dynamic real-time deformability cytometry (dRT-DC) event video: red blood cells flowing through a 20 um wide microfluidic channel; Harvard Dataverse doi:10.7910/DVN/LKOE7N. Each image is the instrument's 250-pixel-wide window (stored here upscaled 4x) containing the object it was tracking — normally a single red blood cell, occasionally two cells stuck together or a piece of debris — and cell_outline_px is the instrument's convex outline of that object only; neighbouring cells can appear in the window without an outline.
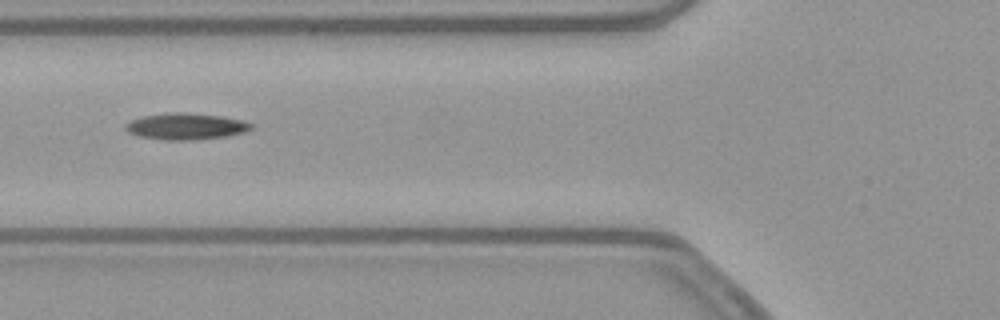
{"species": "common noctule bat (a hibernating species)", "species_latin": "Nyctalus noctula", "temperature_condition": "warm", "stored_images_in_passage": 36, "camera_frame_rate_fps": 3000, "um_per_image_px": 0.085, "animal": {"sex": "female", "body_mass_g": 21.9}, "frame": {"image": 1, "passage_image": 6, "time_ms": 1.667, "image_size_px": [1000, 320], "cell_outline_px": [[252, 128], [244, 132], [224, 136], [192, 140], [164, 140], [136, 136], [128, 132], [124, 128], [124, 124], [132, 120], [144, 116], [168, 112], [188, 112], [220, 116], [244, 120], [252, 124]], "centroid_in_image_um": [15.76, 10.73], "position_along_channel_um": 110.0, "area_um2": 19.42}}